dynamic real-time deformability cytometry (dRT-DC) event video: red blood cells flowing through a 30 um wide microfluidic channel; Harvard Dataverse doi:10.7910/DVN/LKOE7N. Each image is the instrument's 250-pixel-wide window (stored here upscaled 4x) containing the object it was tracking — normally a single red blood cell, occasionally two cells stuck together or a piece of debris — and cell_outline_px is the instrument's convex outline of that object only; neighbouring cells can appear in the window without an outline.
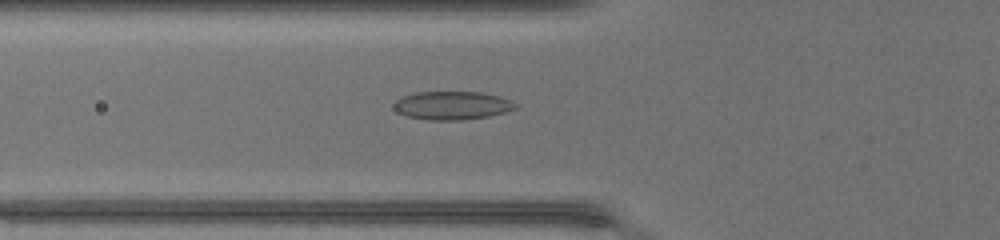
{"species": "common noctule bat (a hibernating species)", "species_latin": "Nyctalus noctula", "temperature_condition": "warm", "stored_images_in_passage": 44, "camera_frame_rate_fps": 3000, "um_per_image_px": 0.085, "animal": {"sex": "female", "body_mass_g": 17.0, "forearm_length_mm": 48.0}, "frame": {"image": 1, "passage_image": 15, "time_ms": 4.667, "image_size_px": [1000, 240], "cell_outline_px": [[516, 108], [504, 112], [488, 116], [460, 120], [428, 120], [408, 116], [392, 108], [392, 104], [396, 100], [404, 96], [416, 92], [480, 92], [496, 96], [508, 100], [516, 104]], "centroid_in_image_um": [38.38, 8.96], "position_along_channel_um": 87.4, "area_um2": 19.77}}
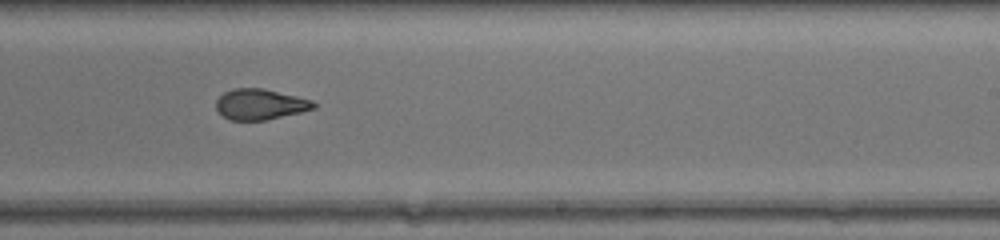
{"frame": {"image": 2, "passage_image": 27, "time_ms": 8.667, "image_size_px": [1000, 240], "cell_outline_px": [[316, 108], [300, 112], [264, 120], [228, 120], [216, 108], [216, 100], [224, 92], [232, 88], [264, 88], [312, 100], [316, 104]], "centroid_in_image_um": [22.1, 8.85], "position_along_channel_um": 266.9, "area_um2": 17.34}}
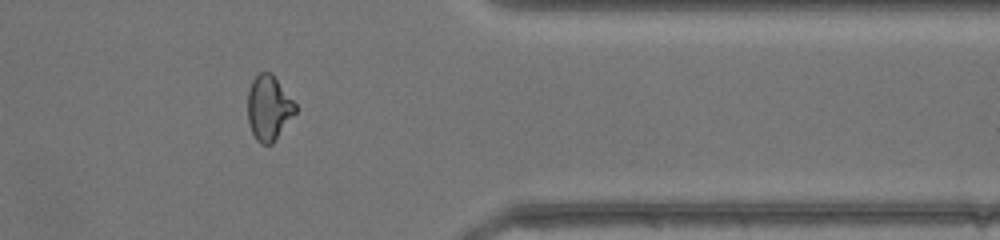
{"frame": {"image": 3, "passage_image": 36, "time_ms": 11.667, "image_size_px": [1000, 240], "cell_outline_px": [[296, 112], [272, 144], [260, 144], [256, 140], [252, 132], [248, 120], [248, 92], [252, 80], [260, 72], [272, 72], [296, 104]], "centroid_in_image_um": [22.84, 9.16], "position_along_channel_um": 388.6, "area_um2": 17.98}, "authors_computed_cell_mechanics": {"area_um2": 18.8717, "velocity_mm_per_s": 4.485, "shape_relaxation_time_tau1_ms": null, "shape_relaxation_time_tau2_ms": 1.0864, "deformation_change_tau1": null, "deformation_change_tau2": 0.07}}